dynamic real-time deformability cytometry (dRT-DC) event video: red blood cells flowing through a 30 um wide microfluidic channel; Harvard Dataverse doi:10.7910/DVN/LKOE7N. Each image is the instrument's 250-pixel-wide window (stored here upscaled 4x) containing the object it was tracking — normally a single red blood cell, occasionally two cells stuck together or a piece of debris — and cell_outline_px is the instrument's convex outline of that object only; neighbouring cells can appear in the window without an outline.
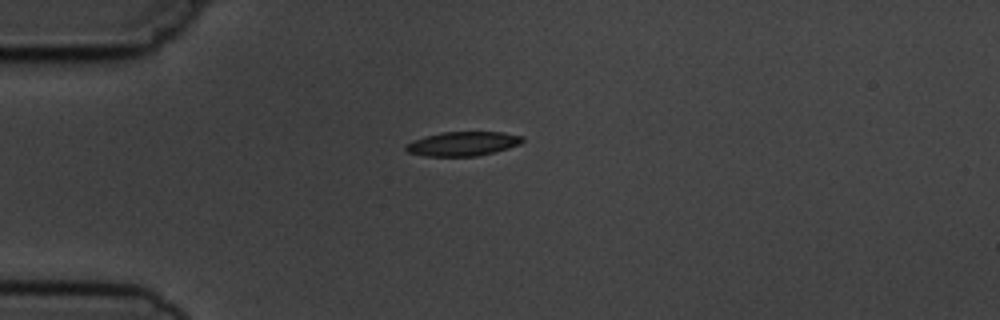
{"species": "common noctule bat (a hibernating species)", "species_latin": "Nyctalus noctula", "temperature_condition": "cold", "stored_images_in_passage": 3, "camera_frame_rate_fps": 3000, "um_per_image_px": 0.085, "animal": {"sex": "male", "body_mass_g": 19.5, "forearm_length_mm": 54.6}, "frame": {"image": 1, "passage_image": 1, "time_ms": 0.0, "image_size_px": [1000, 320], "cell_outline_px": [[524, 140], [520, 144], [508, 148], [476, 156], [424, 156], [408, 152], [404, 148], [404, 144], [412, 140], [440, 132], [504, 132], [524, 136]], "centroid_in_image_um": [39.31, 12.21], "position_along_channel_um": 45.7, "area_um2": 16.53}}
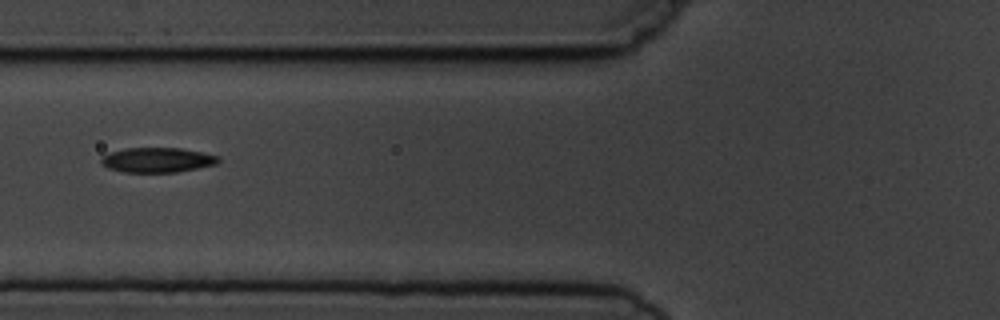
{"frame": {"image": 2, "passage_image": 3, "time_ms": 2.333, "image_size_px": [1000, 320], "cell_outline_px": [[220, 160], [216, 164], [176, 172], [124, 172], [108, 168], [100, 164], [100, 160], [104, 156], [112, 152], [128, 148], [180, 148], [220, 156]], "centroid_in_image_um": [13.37, 13.6], "position_along_channel_um": 112.4, "area_um2": 16.76}}